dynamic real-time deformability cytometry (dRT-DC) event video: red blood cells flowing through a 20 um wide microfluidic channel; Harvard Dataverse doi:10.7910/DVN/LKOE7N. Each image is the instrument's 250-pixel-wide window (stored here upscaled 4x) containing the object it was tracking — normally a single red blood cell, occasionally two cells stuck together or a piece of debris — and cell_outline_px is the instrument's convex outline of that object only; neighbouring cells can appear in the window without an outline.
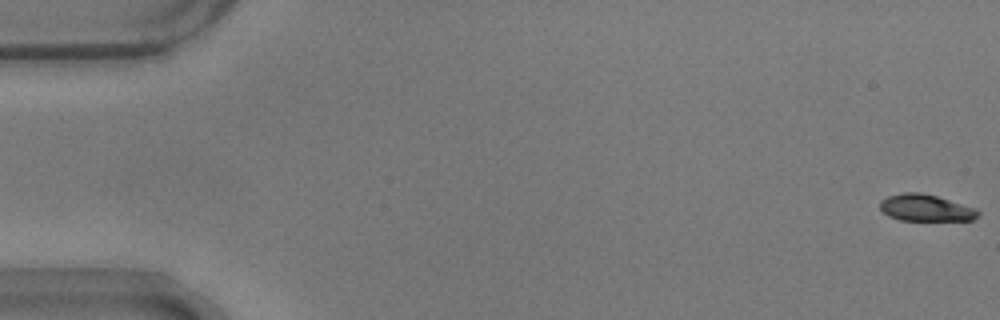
{"species": "common noctule bat (a hibernating species)", "species_latin": "Nyctalus noctula", "temperature_condition": "warm", "stored_images_in_passage": 55, "camera_frame_rate_fps": 3000, "um_per_image_px": 0.085, "animal": {"sex": "male", "body_mass_g": 17.9}, "frame": {"image": 1, "passage_image": 1, "time_ms": 0.0, "image_size_px": [1000, 320], "cell_outline_px": [[980, 216], [972, 220], [900, 220], [888, 216], [880, 208], [880, 200], [888, 196], [904, 192], [920, 192], [936, 196], [976, 208], [980, 212]], "centroid_in_image_um": [78.69, 17.67], "position_along_channel_um": 6.3, "area_um2": 15.26}}
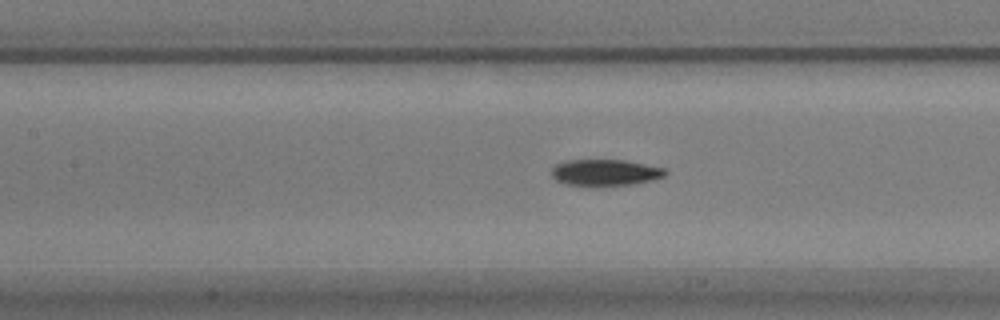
{"frame": {"image": 2, "passage_image": 25, "time_ms": 8.0, "image_size_px": [1000, 320], "cell_outline_px": [[668, 172], [664, 176], [632, 184], [564, 184], [556, 180], [552, 176], [552, 168], [556, 164], [568, 160], [624, 160], [668, 168]], "centroid_in_image_um": [51.46, 14.63], "position_along_channel_um": 155.9, "area_um2": 16.99}}
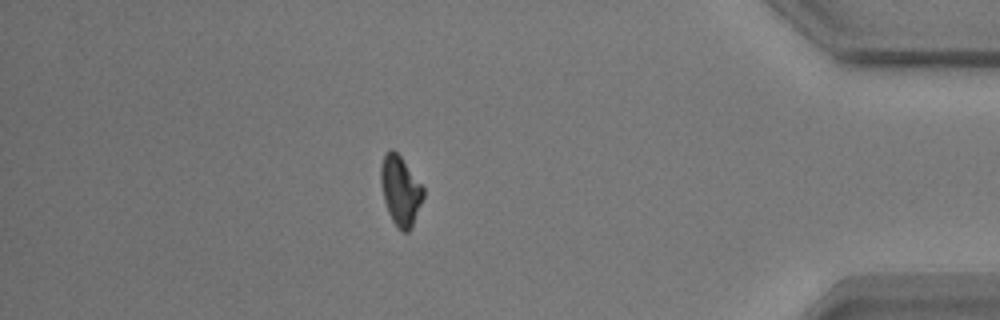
{"frame": {"image": 3, "passage_image": 48, "time_ms": 15.667, "image_size_px": [1000, 320], "cell_outline_px": [[424, 196], [412, 228], [408, 232], [400, 232], [392, 220], [388, 212], [384, 200], [380, 184], [380, 168], [384, 152], [392, 148], [400, 156], [424, 188]], "centroid_in_image_um": [34.02, 16.22], "position_along_channel_um": 401.2, "area_um2": 17.34}, "authors_computed_cell_mechanics": {"area_um2": 17.051, "velocity_mm_per_s": 3.7205, "shape_relaxation_time_tau1_ms": 5.9643, "shape_relaxation_time_tau2_ms": 4.3087, "deformation_change_tau1": 0.1752, "deformation_change_tau2": 0.0896}}